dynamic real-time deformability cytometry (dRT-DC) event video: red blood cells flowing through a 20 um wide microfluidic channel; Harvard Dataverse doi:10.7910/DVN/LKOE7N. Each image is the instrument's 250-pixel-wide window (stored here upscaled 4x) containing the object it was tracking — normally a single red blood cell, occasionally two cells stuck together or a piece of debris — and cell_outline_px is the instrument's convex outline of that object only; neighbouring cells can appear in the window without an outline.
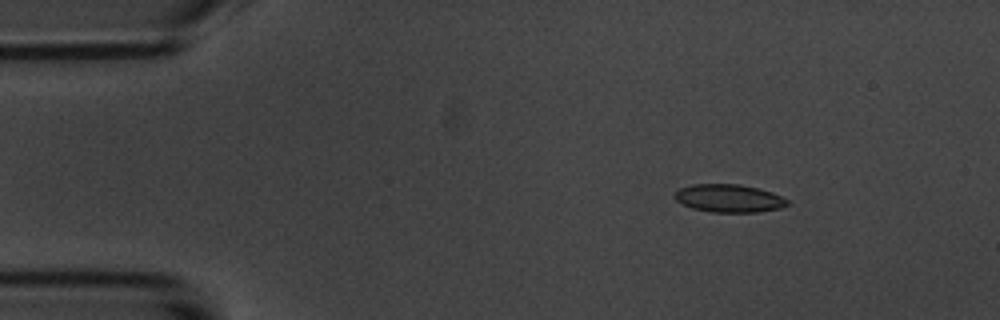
{"species": "common noctule bat (a hibernating species)", "species_latin": "Nyctalus noctula", "temperature_condition": "room temperature", "stored_images_in_passage": 4, "camera_frame_rate_fps": 3000, "um_per_image_px": 0.085, "animal": {"sex": "male", "body_mass_g": 20.1, "forearm_length_mm": 53.5}, "frame": {"image": 1, "passage_image": 2, "time_ms": 2.0, "image_size_px": [1000, 320], "cell_outline_px": [[788, 204], [780, 208], [756, 212], [712, 212], [692, 208], [676, 200], [672, 196], [680, 188], [692, 184], [740, 184], [772, 192], [788, 200]], "centroid_in_image_um": [61.94, 16.85], "position_along_channel_um": 23.1, "area_um2": 18.21}}